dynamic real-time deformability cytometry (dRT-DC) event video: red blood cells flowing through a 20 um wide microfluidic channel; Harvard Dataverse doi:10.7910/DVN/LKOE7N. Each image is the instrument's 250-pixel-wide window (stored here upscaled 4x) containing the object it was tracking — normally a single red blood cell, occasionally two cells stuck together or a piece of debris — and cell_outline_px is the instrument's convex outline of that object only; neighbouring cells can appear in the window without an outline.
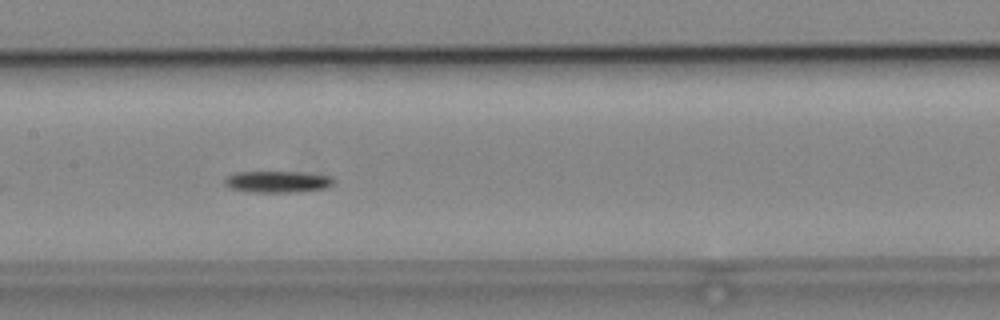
{"species": "common noctule bat (a hibernating species)", "species_latin": "Nyctalus noctula", "temperature_condition": "cold", "stored_images_in_passage": 39, "camera_frame_rate_fps": 3000, "um_per_image_px": 0.085, "animal": {"sex": "male", "body_mass_g": 19.2, "forearm_length_mm": 51.8}, "frame": {"image": 1, "passage_image": 12, "time_ms": 3.667, "image_size_px": [1000, 320], "cell_outline_px": [[336, 180], [332, 184], [324, 188], [296, 192], [252, 192], [232, 188], [224, 184], [224, 180], [228, 176], [236, 172], [296, 172], [332, 176]], "centroid_in_image_um": [23.6, 15.44], "position_along_channel_um": 183.8, "area_um2": 13.53}, "authors_computed_cell_mechanics": {"area_um2": 12.8894, "velocity_mm_per_s": 3.9095, "shape_relaxation_time_tau1_ms": 2.6738, "shape_relaxation_time_tau2_ms": null, "deformation_change_tau1": 0.1029, "deformation_change_tau2": null}}